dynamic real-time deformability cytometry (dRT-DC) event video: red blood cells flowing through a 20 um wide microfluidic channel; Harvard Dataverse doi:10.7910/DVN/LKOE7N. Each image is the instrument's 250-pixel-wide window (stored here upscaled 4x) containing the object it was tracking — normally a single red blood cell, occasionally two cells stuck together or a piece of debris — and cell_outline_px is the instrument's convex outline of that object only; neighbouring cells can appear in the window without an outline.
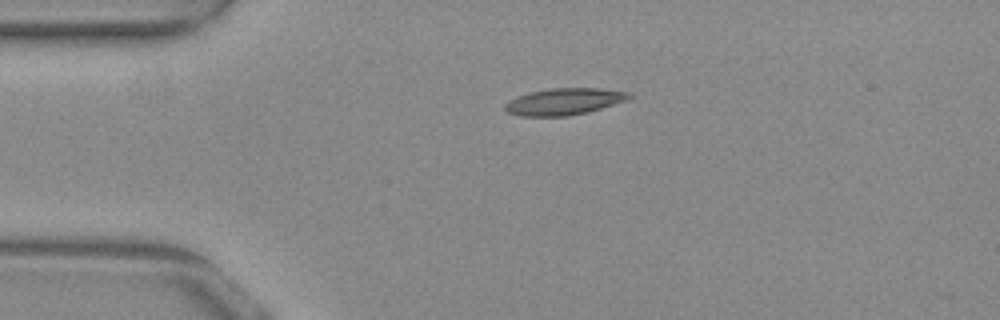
{"species": "common noctule bat (a hibernating species)", "species_latin": "Nyctalus noctula", "temperature_condition": "warm", "stored_images_in_passage": 6, "camera_frame_rate_fps": 3000, "um_per_image_px": 0.085, "animal": {"sex": "female", "body_mass_g": 29.2, "forearm_length_mm": 56.3}, "frame": {"image": 1, "passage_image": 1, "time_ms": 0.0, "image_size_px": [1000, 320], "cell_outline_px": [[632, 96], [628, 100], [588, 112], [568, 116], [520, 116], [508, 112], [504, 108], [504, 104], [520, 96], [532, 92], [552, 88], [600, 88], [628, 92]], "centroid_in_image_um": [47.99, 8.64], "position_along_channel_um": 37.0, "area_um2": 19.07}}